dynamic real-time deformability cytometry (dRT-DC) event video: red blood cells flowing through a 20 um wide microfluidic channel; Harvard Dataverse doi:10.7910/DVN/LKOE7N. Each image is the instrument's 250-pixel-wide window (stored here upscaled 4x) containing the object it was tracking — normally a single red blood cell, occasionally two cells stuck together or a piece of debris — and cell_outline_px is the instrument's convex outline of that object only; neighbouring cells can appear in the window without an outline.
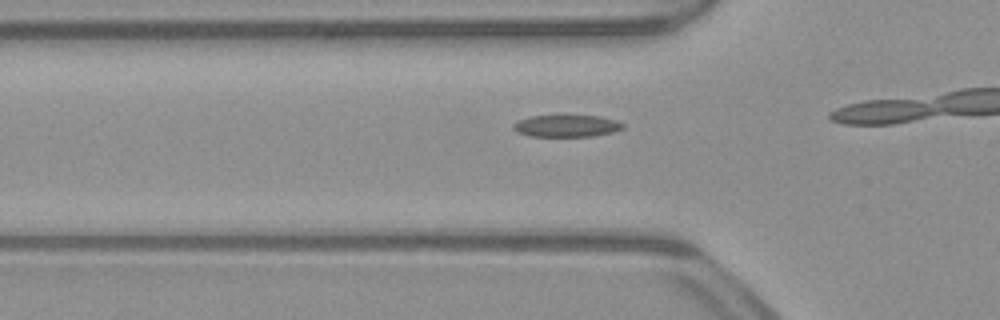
{"species": "common noctule bat (a hibernating species)", "species_latin": "Nyctalus noctula", "temperature_condition": "warm", "stored_images_in_passage": 16, "camera_frame_rate_fps": 3000, "um_per_image_px": 0.085, "animal": {"sex": "male", "body_mass_g": 23.1, "forearm_length_mm": 52.7}, "frame": {"image": 1, "passage_image": 12, "time_ms": 3.667, "image_size_px": [1000, 320], "cell_outline_px": [[624, 128], [612, 132], [592, 136], [528, 136], [516, 132], [512, 128], [512, 124], [520, 120], [532, 116], [600, 116], [616, 120], [624, 124]], "centroid_in_image_um": [48.15, 10.71], "position_along_channel_um": 77.7, "area_um2": 13.93}}